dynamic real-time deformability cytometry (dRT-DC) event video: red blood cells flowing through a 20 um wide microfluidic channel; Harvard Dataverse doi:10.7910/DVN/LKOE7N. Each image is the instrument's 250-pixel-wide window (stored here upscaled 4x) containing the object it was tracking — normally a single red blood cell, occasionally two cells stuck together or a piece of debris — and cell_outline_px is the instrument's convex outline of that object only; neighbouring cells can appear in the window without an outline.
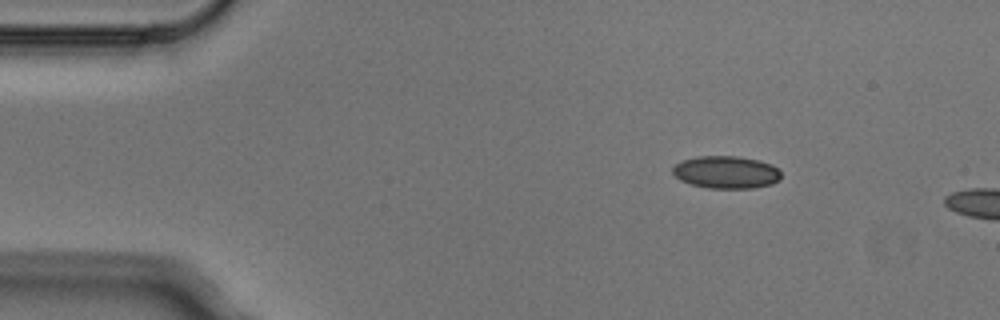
{"species": "Egyptian fruit bat (a non-hibernating species)", "species_latin": "Rousettus aegyptiacus", "temperature_condition": "cold", "stored_images_in_passage": 2, "camera_frame_rate_fps": 3000, "um_per_image_px": 0.085, "animal": {"sex": "male"}, "frame": {"image": 1, "passage_image": 1, "time_ms": 0.0, "image_size_px": [1000, 320], "cell_outline_px": [[780, 180], [772, 184], [752, 188], [708, 188], [692, 184], [680, 180], [672, 172], [672, 168], [676, 164], [684, 160], [696, 156], [740, 156], [760, 160], [772, 164], [780, 172]], "centroid_in_image_um": [61.74, 14.63], "position_along_channel_um": 23.3, "area_um2": 20.58}}